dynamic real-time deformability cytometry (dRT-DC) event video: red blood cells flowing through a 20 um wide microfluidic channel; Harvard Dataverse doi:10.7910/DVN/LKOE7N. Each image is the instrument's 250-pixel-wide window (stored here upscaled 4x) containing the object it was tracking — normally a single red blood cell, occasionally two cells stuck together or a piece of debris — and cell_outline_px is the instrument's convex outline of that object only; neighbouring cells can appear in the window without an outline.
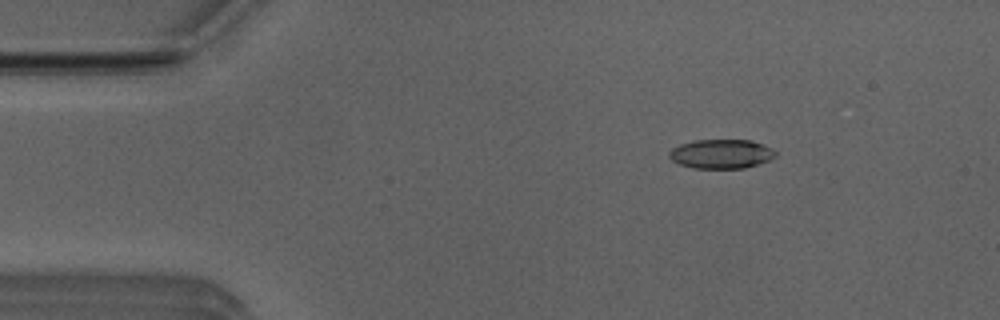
{"species": "Egyptian fruit bat (a non-hibernating species)", "species_latin": "Rousettus aegyptiacus", "temperature_condition": "room temperature", "stored_images_in_passage": 29, "camera_frame_rate_fps": 3000, "um_per_image_px": 0.085, "animal": {"sex": "male"}, "frame": {"image": 1, "passage_image": 5, "time_ms": 1.333, "image_size_px": [1000, 320], "cell_outline_px": [[776, 156], [768, 160], [744, 168], [692, 168], [680, 164], [672, 160], [668, 156], [668, 152], [672, 148], [680, 144], [696, 140], [752, 140], [764, 144], [772, 148], [776, 152]], "centroid_in_image_um": [61.3, 13.07], "position_along_channel_um": 23.7, "area_um2": 18.09}}
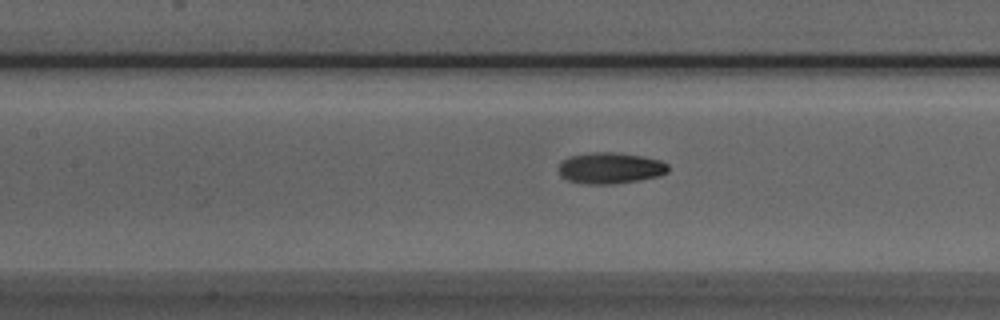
{"frame": {"image": 2, "passage_image": 20, "time_ms": 6.333, "image_size_px": [1000, 320], "cell_outline_px": [[668, 172], [660, 176], [640, 180], [612, 184], [580, 184], [568, 180], [560, 176], [560, 160], [572, 156], [596, 152], [616, 152], [640, 156], [660, 160], [668, 164]], "centroid_in_image_um": [51.88, 14.3], "position_along_channel_um": 155.5, "area_um2": 19.94}}
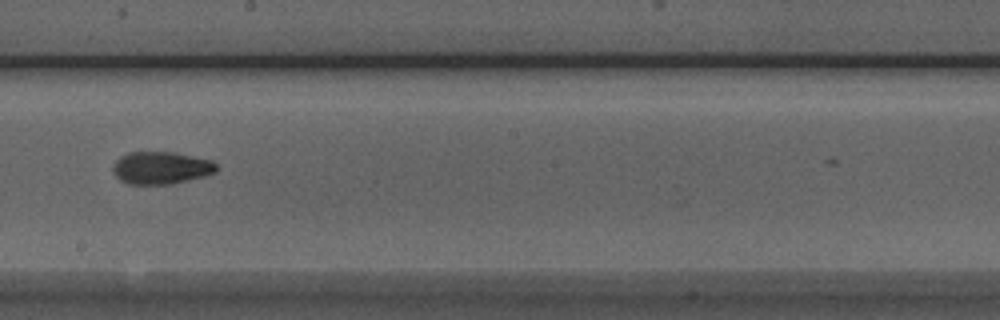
{"frame": {"image": 3, "passage_image": 26, "time_ms": 8.333, "image_size_px": [1000, 320], "cell_outline_px": [[216, 172], [204, 176], [172, 184], [128, 184], [120, 180], [116, 176], [112, 168], [112, 164], [120, 156], [128, 152], [176, 152], [212, 160], [216, 164]], "centroid_in_image_um": [13.67, 14.26], "position_along_channel_um": 234.5, "area_um2": 19.71}}